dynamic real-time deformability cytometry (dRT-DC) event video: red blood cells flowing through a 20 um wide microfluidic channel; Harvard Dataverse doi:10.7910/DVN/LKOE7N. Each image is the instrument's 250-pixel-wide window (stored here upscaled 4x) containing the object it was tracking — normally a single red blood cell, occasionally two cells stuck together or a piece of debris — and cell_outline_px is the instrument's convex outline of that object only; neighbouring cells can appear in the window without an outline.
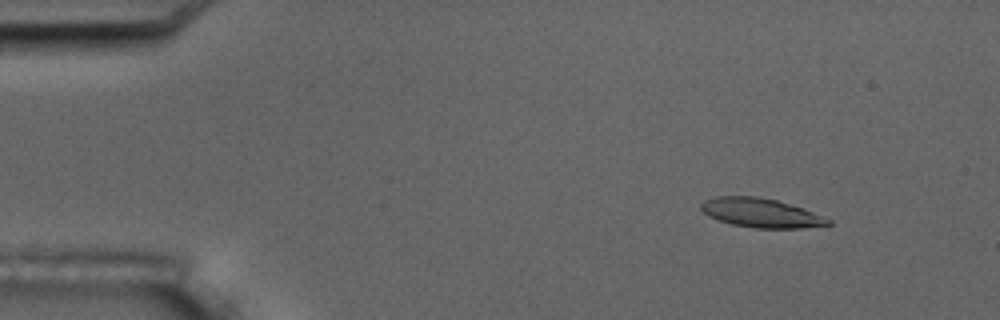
{"species": "common noctule bat (a hibernating species)", "species_latin": "Nyctalus noctula", "temperature_condition": "room temperature", "stored_images_in_passage": 5, "camera_frame_rate_fps": 3000, "um_per_image_px": 0.085, "animal": {"sex": "male", "body_mass_g": 17.5, "forearm_length_mm": 52.3}, "frame": {"image": 1, "passage_image": 2, "time_ms": 1.0, "image_size_px": [1000, 320], "cell_outline_px": [[832, 224], [800, 228], [756, 228], [732, 224], [708, 216], [700, 208], [700, 204], [704, 200], [716, 196], [760, 196], [776, 200], [804, 208], [832, 220]], "centroid_in_image_um": [64.68, 18.08], "position_along_channel_um": 20.3, "area_um2": 21.56}}